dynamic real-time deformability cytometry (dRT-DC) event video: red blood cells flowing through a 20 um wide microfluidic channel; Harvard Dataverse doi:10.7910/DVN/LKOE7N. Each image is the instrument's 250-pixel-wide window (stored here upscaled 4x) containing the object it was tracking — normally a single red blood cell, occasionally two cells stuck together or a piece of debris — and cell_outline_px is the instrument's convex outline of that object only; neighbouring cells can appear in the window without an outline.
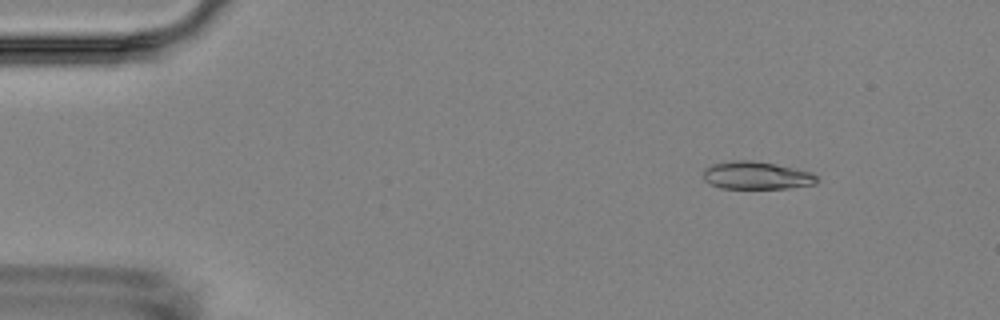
{"species": "Egyptian fruit bat (a non-hibernating species)", "species_latin": "Rousettus aegyptiacus", "temperature_condition": "room temperature", "stored_images_in_passage": 9, "camera_frame_rate_fps": 3000, "um_per_image_px": 0.085, "animal": {"sex": "female"}, "frame": {"image": 1, "passage_image": 2, "time_ms": 1.0, "image_size_px": [1000, 320], "cell_outline_px": [[820, 180], [816, 184], [788, 188], [720, 188], [704, 180], [704, 168], [712, 164], [732, 160], [752, 160], [776, 164], [796, 168], [812, 172]], "centroid_in_image_um": [64.33, 14.9], "position_along_channel_um": 20.7, "area_um2": 18.5}}
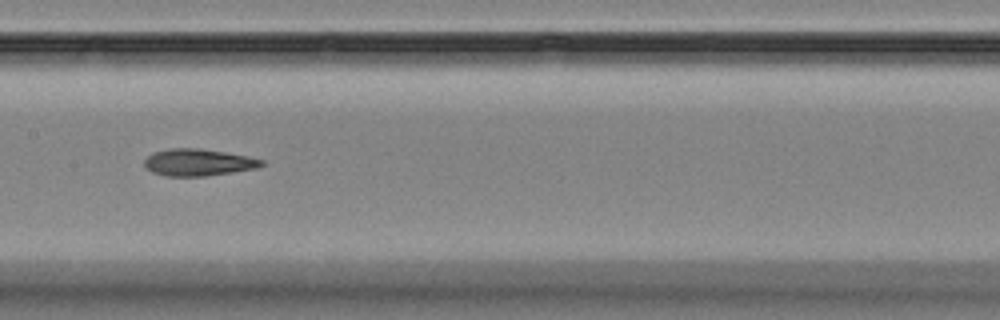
{"frame": {"image": 2, "passage_image": 8, "time_ms": 8.0, "image_size_px": [1000, 320], "cell_outline_px": [[264, 164], [256, 168], [232, 172], [204, 176], [164, 176], [152, 172], [144, 168], [144, 160], [152, 152], [172, 148], [200, 148], [224, 152], [264, 160]], "centroid_in_image_um": [16.78, 13.8], "position_along_channel_um": 190.6, "area_um2": 18.32}}
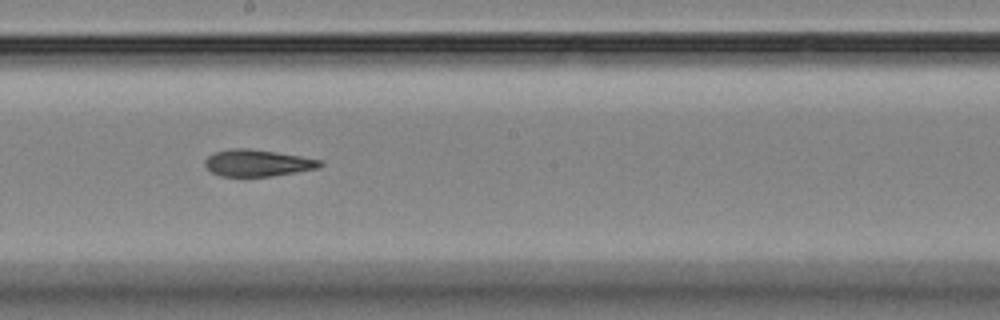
{"frame": {"image": 3, "passage_image": 9, "time_ms": 9.0, "image_size_px": [1000, 320], "cell_outline_px": [[324, 164], [320, 168], [272, 176], [220, 176], [212, 172], [204, 164], [204, 160], [208, 156], [216, 152], [232, 148], [248, 148], [276, 152], [324, 160]], "centroid_in_image_um": [21.93, 13.85], "position_along_channel_um": 226.3, "area_um2": 17.98}}